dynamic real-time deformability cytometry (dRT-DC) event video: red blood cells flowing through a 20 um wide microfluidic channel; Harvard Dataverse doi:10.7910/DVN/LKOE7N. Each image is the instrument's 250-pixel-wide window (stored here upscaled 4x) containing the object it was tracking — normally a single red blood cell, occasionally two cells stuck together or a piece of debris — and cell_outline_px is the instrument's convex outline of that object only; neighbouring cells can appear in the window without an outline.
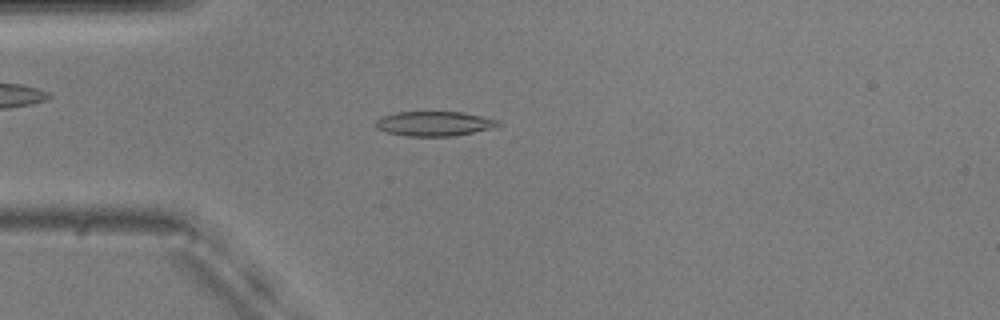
{"species": "common noctule bat (a hibernating species)", "species_latin": "Nyctalus noctula", "temperature_condition": "warm", "stored_images_in_passage": 55, "camera_frame_rate_fps": 3000, "um_per_image_px": 0.085, "animal": {"sex": "male", "body_mass_g": 20.5, "forearm_length_mm": 52.5}, "frame": {"image": 1, "passage_image": 15, "time_ms": 4.667, "image_size_px": [1000, 320], "cell_outline_px": [[504, 124], [492, 128], [452, 136], [408, 136], [388, 132], [376, 128], [376, 120], [380, 116], [396, 112], [464, 112], [500, 120]], "centroid_in_image_um": [36.94, 10.5], "position_along_channel_um": 48.1, "area_um2": 17.63}}
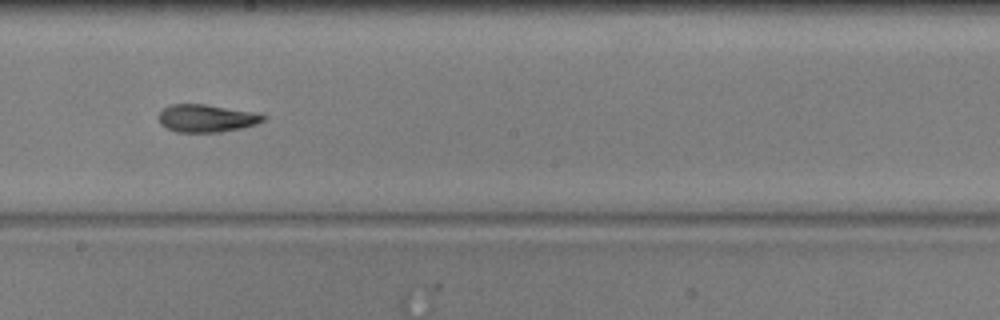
{"frame": {"image": 2, "passage_image": 31, "time_ms": 10.0, "image_size_px": [1000, 320], "cell_outline_px": [[268, 116], [264, 120], [256, 124], [240, 128], [220, 132], [176, 132], [160, 124], [160, 112], [164, 108], [172, 104], [204, 104], [260, 112]], "centroid_in_image_um": [17.62, 10.04], "position_along_channel_um": 230.6, "area_um2": 16.94}}
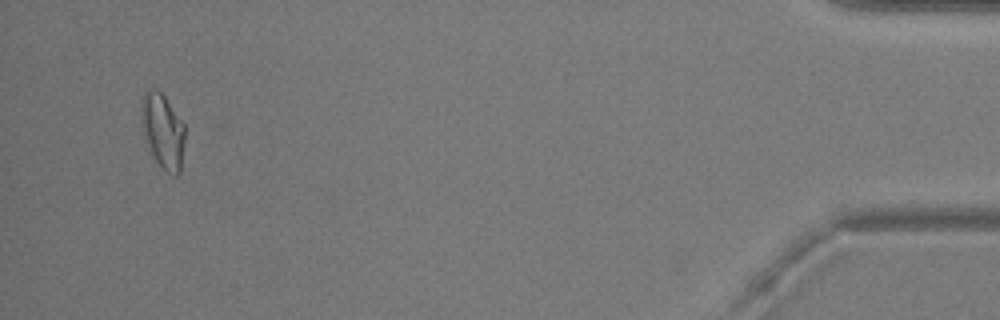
{"frame": {"image": 3, "passage_image": 53, "time_ms": 17.333, "image_size_px": [1000, 320], "cell_outline_px": [[184, 140], [180, 172], [176, 176], [172, 176], [152, 156], [148, 148], [140, 124], [140, 100], [144, 92], [152, 88], [156, 88], [164, 96], [184, 124]], "centroid_in_image_um": [13.79, 11.1], "position_along_channel_um": 421.4, "area_um2": 19.13}, "authors_computed_cell_mechanics": {"area_um2": 17.4556, "velocity_mm_per_s": 3.6867, "shape_relaxation_time_tau1_ms": 4.805, "shape_relaxation_time_tau2_ms": 2.6719, "deformation_change_tau1": 0.1583, "deformation_change_tau2": 0.0866}}